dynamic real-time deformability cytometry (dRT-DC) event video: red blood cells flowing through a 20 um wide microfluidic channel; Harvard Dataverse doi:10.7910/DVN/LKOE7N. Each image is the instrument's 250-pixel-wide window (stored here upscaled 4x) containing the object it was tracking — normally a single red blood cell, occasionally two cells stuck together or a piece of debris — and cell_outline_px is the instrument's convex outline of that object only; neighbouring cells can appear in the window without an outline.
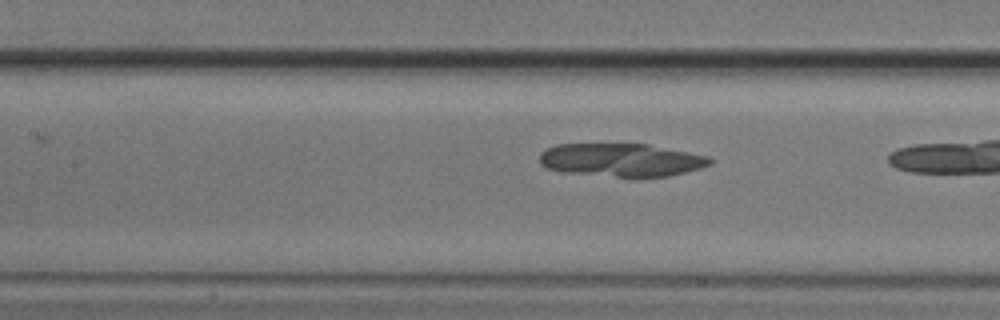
{"species": "common noctule bat (a hibernating species)", "species_latin": "Nyctalus noctula", "temperature_condition": "cold", "stored_images_in_passage": 8, "camera_frame_rate_fps": 3000, "um_per_image_px": 0.085, "animal": {"sex": "male", "body_mass_g": 20.5, "forearm_length_mm": 52.5}, "frame": {"image": 1, "passage_image": 7, "time_ms": 2.0, "image_size_px": [1000, 320], "cell_outline_px": [[712, 164], [700, 168], [668, 176], [616, 176], [564, 172], [548, 168], [540, 164], [540, 152], [556, 144], [648, 144], [708, 156], [712, 160]], "centroid_in_image_um": [52.8, 13.58], "position_along_channel_um": 154.6, "area_um2": 32.48}}